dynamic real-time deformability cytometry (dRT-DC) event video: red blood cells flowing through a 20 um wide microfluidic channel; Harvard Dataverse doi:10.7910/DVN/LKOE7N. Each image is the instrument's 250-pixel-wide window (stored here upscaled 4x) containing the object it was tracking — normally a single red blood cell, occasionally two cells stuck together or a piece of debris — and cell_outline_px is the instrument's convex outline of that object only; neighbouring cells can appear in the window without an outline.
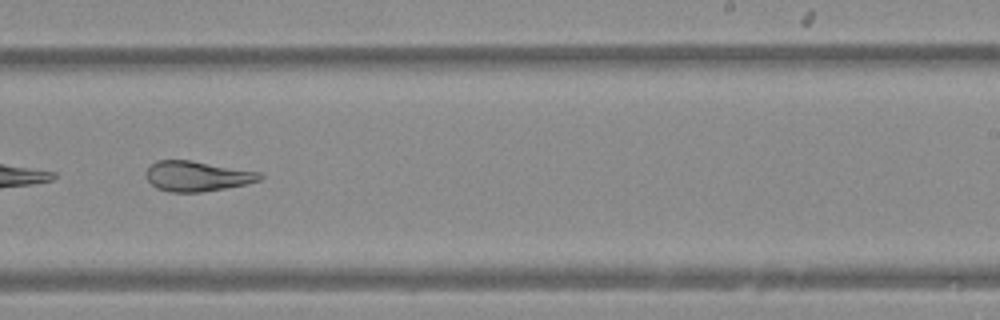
{"species": "Egyptian fruit bat (a non-hibernating species)", "species_latin": "Rousettus aegyptiacus", "temperature_condition": "warm", "stored_images_in_passage": 49, "camera_frame_rate_fps": 3000, "um_per_image_px": 0.085, "animal": {"sex": "female"}, "frame": {"image": 1, "passage_image": 32, "time_ms": 10.333, "image_size_px": [1000, 320], "cell_outline_px": [[264, 176], [260, 180], [244, 184], [224, 188], [200, 192], [172, 192], [156, 188], [148, 180], [148, 168], [156, 160], [192, 160], [260, 172]], "centroid_in_image_um": [16.77, 14.96], "position_along_channel_um": 272.2, "area_um2": 19.77}}
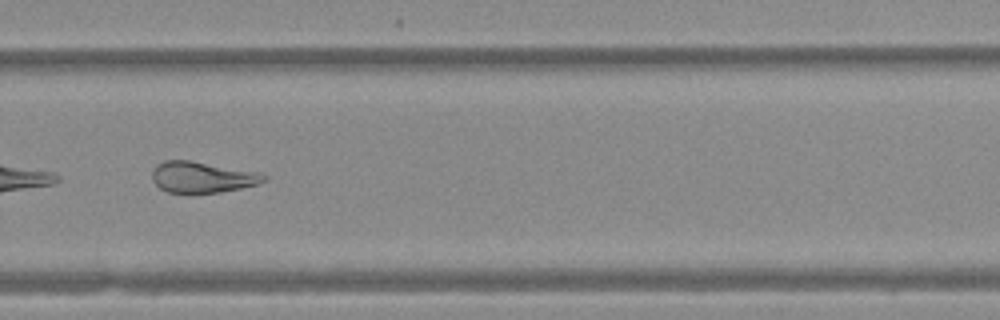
{"frame": {"image": 2, "passage_image": 35, "time_ms": 11.333, "image_size_px": [1000, 320], "cell_outline_px": [[268, 180], [260, 184], [220, 192], [168, 192], [160, 188], [152, 180], [152, 172], [156, 164], [164, 160], [188, 160], [256, 172], [268, 176]], "centroid_in_image_um": [17.19, 15.05], "position_along_channel_um": 312.6, "area_um2": 20.0}}
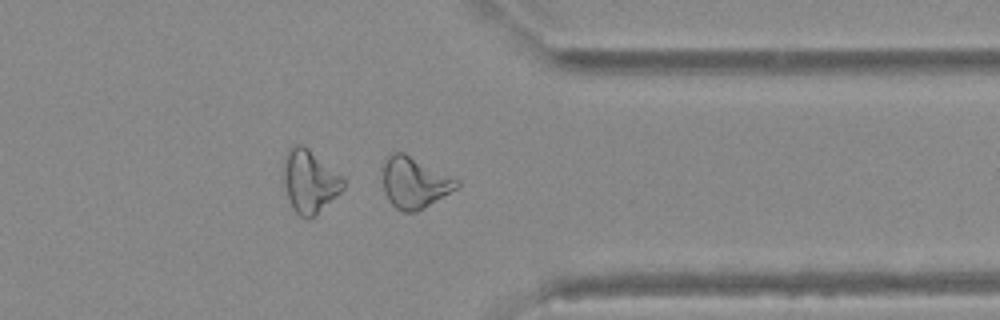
{"frame": {"image": 3, "passage_image": 40, "time_ms": 13.0, "image_size_px": [1000, 320], "cell_outline_px": [[460, 184], [456, 188], [424, 208], [416, 212], [404, 212], [396, 208], [388, 200], [384, 192], [380, 164], [392, 152], [404, 152], [460, 180]], "centroid_in_image_um": [35.17, 15.5], "position_along_channel_um": 376.2, "area_um2": 22.37}}